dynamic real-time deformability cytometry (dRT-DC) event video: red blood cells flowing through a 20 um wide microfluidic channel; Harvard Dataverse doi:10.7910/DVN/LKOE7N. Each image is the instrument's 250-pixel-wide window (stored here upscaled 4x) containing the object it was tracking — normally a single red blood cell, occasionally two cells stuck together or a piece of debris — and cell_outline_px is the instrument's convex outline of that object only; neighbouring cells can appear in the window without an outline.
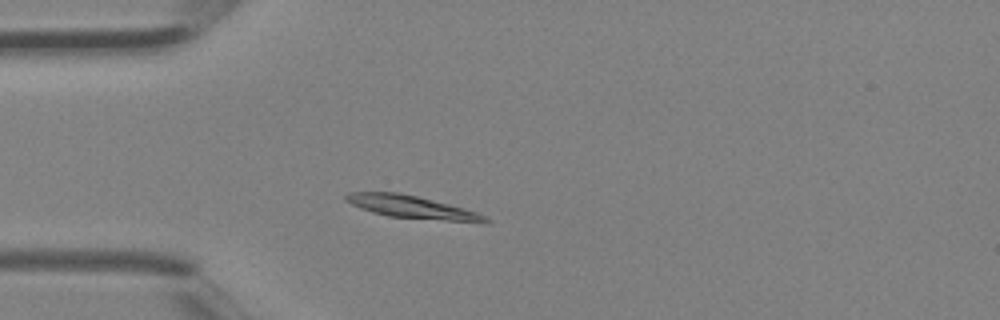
{"species": "Egyptian fruit bat (a non-hibernating species)", "species_latin": "Rousettus aegyptiacus", "temperature_condition": "room temperature", "stored_images_in_passage": 3, "camera_frame_rate_fps": 3000, "um_per_image_px": 0.085, "animal": {"sex": "female"}, "frame": {"image": 1, "passage_image": 3, "time_ms": 0.667, "image_size_px": [1000, 320], "cell_outline_px": [[492, 220], [488, 224], [484, 224], [388, 216], [372, 212], [360, 208], [344, 200], [344, 196], [348, 192], [400, 192], [464, 208], [476, 212]], "centroid_in_image_um": [35.07, 17.62], "position_along_channel_um": 49.9, "area_um2": 18.61}}